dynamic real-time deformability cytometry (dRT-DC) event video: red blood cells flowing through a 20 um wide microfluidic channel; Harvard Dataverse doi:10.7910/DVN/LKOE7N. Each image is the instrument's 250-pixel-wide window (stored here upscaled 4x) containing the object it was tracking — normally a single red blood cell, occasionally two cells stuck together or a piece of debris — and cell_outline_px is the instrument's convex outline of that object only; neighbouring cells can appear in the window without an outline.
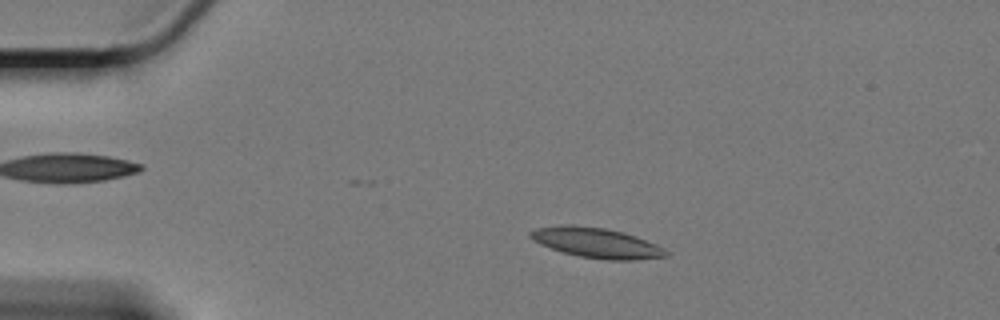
{"species": "Egyptian fruit bat (a non-hibernating species)", "species_latin": "Rousettus aegyptiacus", "temperature_condition": "cold", "stored_images_in_passage": 49, "camera_frame_rate_fps": 3000, "um_per_image_px": 0.085, "animal": {"sex": "female"}, "frame": {"image": 1, "passage_image": 1, "time_ms": 0.0, "image_size_px": [1000, 320], "cell_outline_px": [[668, 256], [636, 260], [608, 260], [580, 256], [564, 252], [540, 244], [528, 236], [528, 232], [536, 228], [564, 224], [572, 224], [604, 228], [624, 232], [636, 236], [656, 244], [664, 248], [668, 252]], "centroid_in_image_um": [50.71, 20.63], "position_along_channel_um": 34.3, "area_um2": 23.76}}
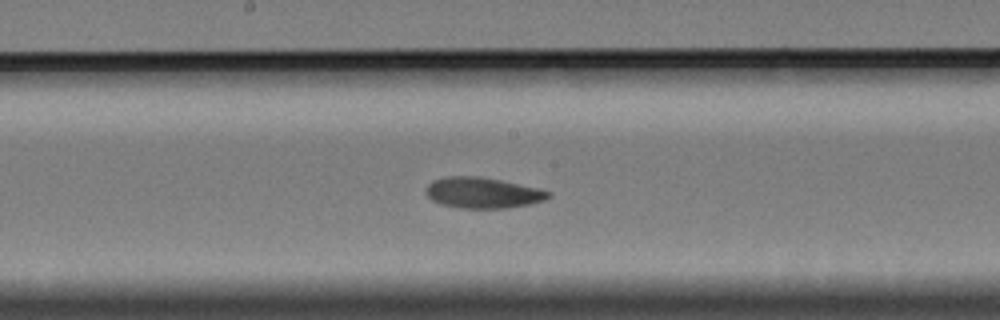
{"frame": {"image": 2, "passage_image": 21, "time_ms": 6.667, "image_size_px": [1000, 320], "cell_outline_px": [[552, 196], [544, 200], [528, 204], [508, 208], [460, 208], [440, 204], [432, 200], [424, 192], [424, 188], [432, 180], [448, 176], [480, 176], [500, 180], [536, 188], [552, 192]], "centroid_in_image_um": [40.99, 16.38], "position_along_channel_um": 207.2, "area_um2": 22.02}}
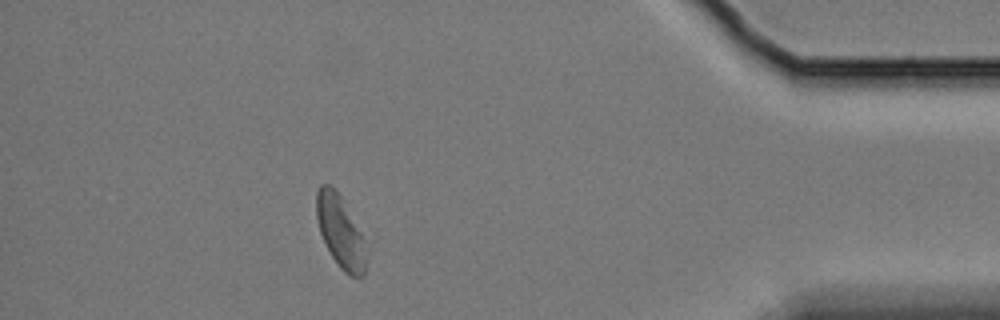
{"frame": {"image": 3, "passage_image": 43, "time_ms": 14.0, "image_size_px": [1000, 320], "cell_outline_px": [[364, 276], [348, 276], [340, 268], [324, 244], [320, 232], [316, 216], [316, 192], [320, 184], [328, 184], [340, 196], [360, 232], [364, 260]], "centroid_in_image_um": [28.85, 19.68], "position_along_channel_um": 406.4, "area_um2": 20.0}, "authors_computed_cell_mechanics": {"area_um2": 22.3108, "velocity_mm_per_s": 3.2831, "shape_relaxation_time_tau1_ms": 6.7931, "shape_relaxation_time_tau2_ms": 4.4279, "deformation_change_tau1": 0.1312, "deformation_change_tau2": 0.0924}}